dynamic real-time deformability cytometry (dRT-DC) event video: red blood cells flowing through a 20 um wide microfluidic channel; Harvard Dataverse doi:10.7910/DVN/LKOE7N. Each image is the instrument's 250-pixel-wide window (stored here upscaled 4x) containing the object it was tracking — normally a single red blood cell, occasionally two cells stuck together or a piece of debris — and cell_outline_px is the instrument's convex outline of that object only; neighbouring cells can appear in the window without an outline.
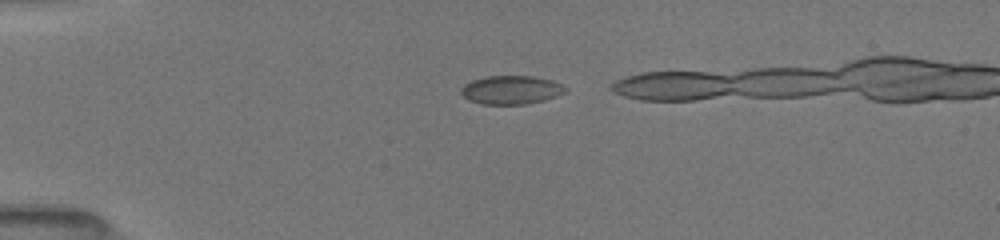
{"species": "common noctule bat (a hibernating species)", "species_latin": "Nyctalus noctula", "temperature_condition": "room temperature", "stored_images_in_passage": 19, "camera_frame_rate_fps": 3000, "um_per_image_px": 0.085, "animal": {"sex": "female", "body_mass_g": 19.5, "forearm_length_mm": 54.1}, "frame": {"image": 1, "passage_image": 6, "time_ms": 1.0, "image_size_px": [1000, 240], "cell_outline_px": [[568, 88], [564, 92], [556, 96], [544, 100], [528, 104], [480, 104], [468, 100], [460, 92], [460, 88], [464, 84], [472, 80], [488, 76], [532, 76], [552, 80]], "centroid_in_image_um": [43.42, 7.64], "position_along_channel_um": 41.6, "area_um2": 17.4}}
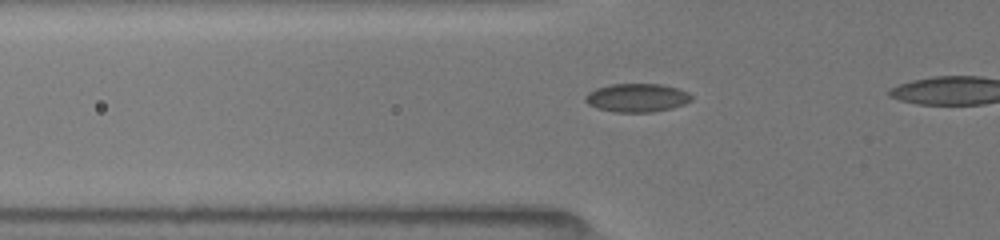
{"frame": {"image": 2, "passage_image": 13, "time_ms": 2.667, "image_size_px": [1000, 240], "cell_outline_px": [[692, 100], [684, 104], [672, 108], [652, 112], [612, 112], [596, 108], [588, 104], [584, 100], [584, 96], [588, 92], [596, 88], [612, 84], [660, 84], [676, 88], [688, 92], [692, 96]], "centroid_in_image_um": [54.11, 8.31], "position_along_channel_um": 71.7, "area_um2": 17.69}}